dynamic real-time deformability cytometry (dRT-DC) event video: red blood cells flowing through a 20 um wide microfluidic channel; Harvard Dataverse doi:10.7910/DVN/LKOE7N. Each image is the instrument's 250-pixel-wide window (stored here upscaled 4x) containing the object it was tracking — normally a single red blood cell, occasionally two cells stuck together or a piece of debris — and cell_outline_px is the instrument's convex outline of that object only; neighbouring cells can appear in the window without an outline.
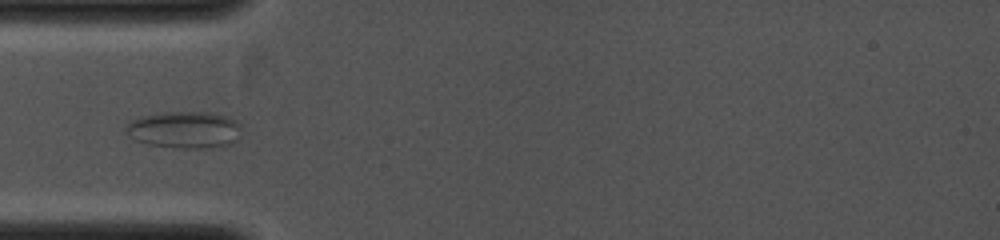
{"species": "common noctule bat (a hibernating species)", "species_latin": "Nyctalus noctula", "temperature_condition": "cold", "stored_images_in_passage": 20, "camera_frame_rate_fps": 4000, "um_per_image_px": 0.085, "animal": {"sex": "female", "body_mass_g": 19.0, "forearm_length_mm": 53.3}, "frame": {"image": 1, "passage_image": 3, "time_ms": 1.0, "image_size_px": [1000, 240], "cell_outline_px": [[240, 124], [236, 140], [228, 144], [208, 148], [184, 148], [148, 144], [136, 140], [124, 132], [124, 128], [132, 120], [140, 116], [164, 112], [208, 112], [228, 116], [236, 120]], "centroid_in_image_um": [15.65, 11.02], "position_along_channel_um": 69.3, "area_um2": 24.68}}
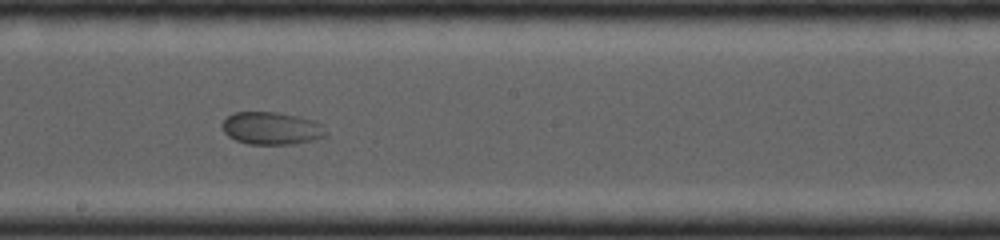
{"frame": {"image": 2, "passage_image": 10, "time_ms": 4.0, "image_size_px": [1000, 240], "cell_outline_px": [[324, 136], [312, 140], [292, 144], [248, 144], [236, 140], [228, 136], [224, 132], [220, 124], [232, 112], [276, 112], [316, 120], [320, 124], [324, 132]], "centroid_in_image_um": [23.01, 10.9], "position_along_channel_um": 225.2, "area_um2": 19.54}}
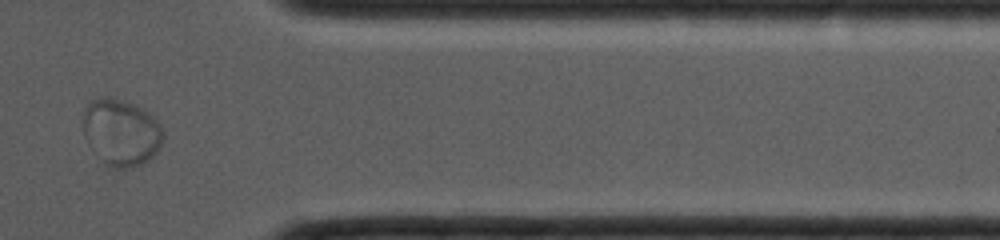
{"frame": {"image": 3, "passage_image": 18, "time_ms": 7.5, "image_size_px": [1000, 240], "cell_outline_px": [[164, 140], [160, 148], [148, 160], [136, 168], [112, 168], [104, 160], [84, 132], [84, 104], [92, 100], [120, 100], [132, 104], [148, 112], [160, 124], [164, 132]], "centroid_in_image_um": [10.38, 11.27], "position_along_channel_um": 401.0, "area_um2": 30.06}}